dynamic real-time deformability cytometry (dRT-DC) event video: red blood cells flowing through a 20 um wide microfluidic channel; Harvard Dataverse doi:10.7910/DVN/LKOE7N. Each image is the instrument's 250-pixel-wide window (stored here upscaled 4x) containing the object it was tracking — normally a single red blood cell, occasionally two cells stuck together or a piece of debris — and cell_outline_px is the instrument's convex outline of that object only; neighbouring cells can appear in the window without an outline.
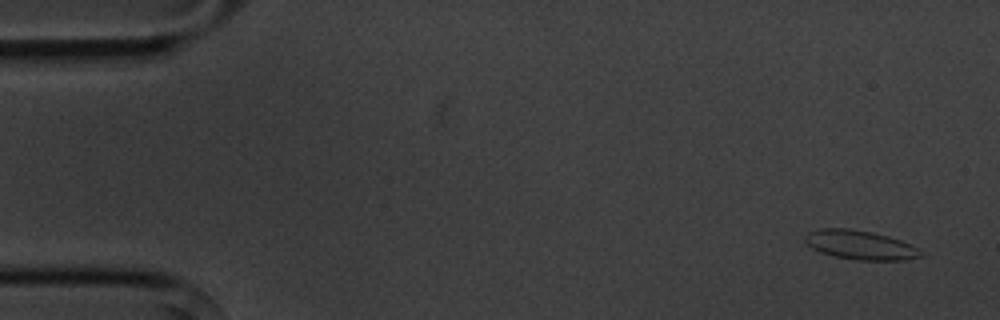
{"species": "common noctule bat (a hibernating species)", "species_latin": "Nyctalus noctula", "temperature_condition": "cold", "stored_images_in_passage": 5, "camera_frame_rate_fps": 3000, "um_per_image_px": 0.085, "animal": {"sex": "male", "body_mass_g": 20.1, "forearm_length_mm": 53.5}, "frame": {"image": 1, "passage_image": 1, "time_ms": 0.0, "image_size_px": [1000, 320], "cell_outline_px": [[924, 256], [908, 260], [856, 260], [832, 256], [820, 252], [812, 248], [804, 240], [804, 236], [808, 232], [820, 228], [848, 228], [872, 232], [888, 236], [912, 244], [920, 248], [924, 252]], "centroid_in_image_um": [73.16, 20.83], "position_along_channel_um": 11.8, "area_um2": 20.0}}